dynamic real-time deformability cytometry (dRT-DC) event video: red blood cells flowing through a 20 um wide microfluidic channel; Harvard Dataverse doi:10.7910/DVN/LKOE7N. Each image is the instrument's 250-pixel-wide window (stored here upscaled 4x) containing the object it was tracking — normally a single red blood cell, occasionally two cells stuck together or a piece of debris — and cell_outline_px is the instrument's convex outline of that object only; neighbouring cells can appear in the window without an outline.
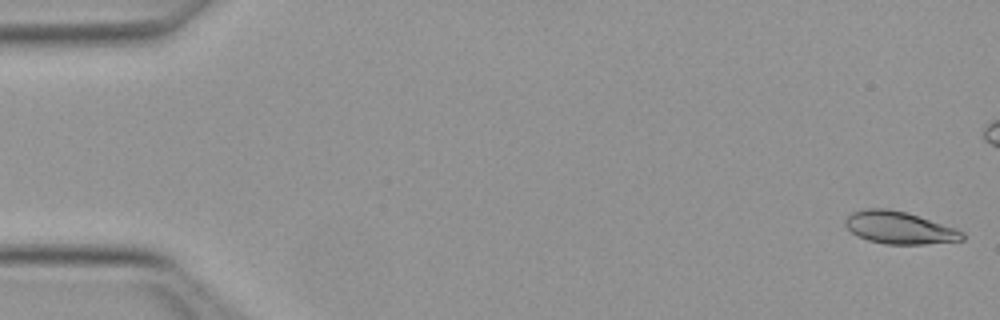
{"species": "Egyptian fruit bat (a non-hibernating species)", "species_latin": "Rousettus aegyptiacus", "temperature_condition": "warm", "stored_images_in_passage": 33, "camera_frame_rate_fps": 3000, "um_per_image_px": 0.085, "animal": {"sex": "female"}, "frame": {"image": 1, "passage_image": 1, "time_ms": 0.0, "image_size_px": [1000, 320], "cell_outline_px": [[964, 240], [924, 244], [884, 244], [868, 240], [856, 236], [844, 224], [844, 220], [852, 212], [864, 208], [888, 208], [908, 212], [964, 232]], "centroid_in_image_um": [76.4, 19.35], "position_along_channel_um": 8.6, "area_um2": 22.08}}
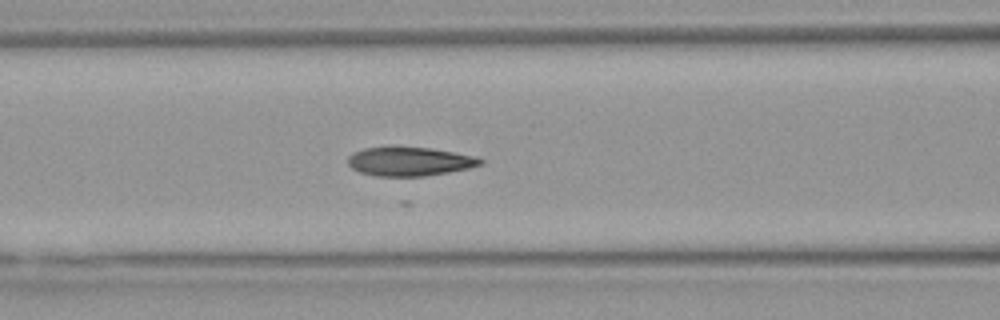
{"frame": {"image": 2, "passage_image": 21, "time_ms": 6.667, "image_size_px": [1000, 320], "cell_outline_px": [[484, 164], [468, 168], [448, 172], [424, 176], [376, 176], [360, 172], [352, 168], [348, 164], [348, 156], [352, 152], [364, 148], [388, 144], [432, 148], [476, 156], [484, 160]], "centroid_in_image_um": [34.78, 13.68], "position_along_channel_um": 131.8, "area_um2": 23.06}}
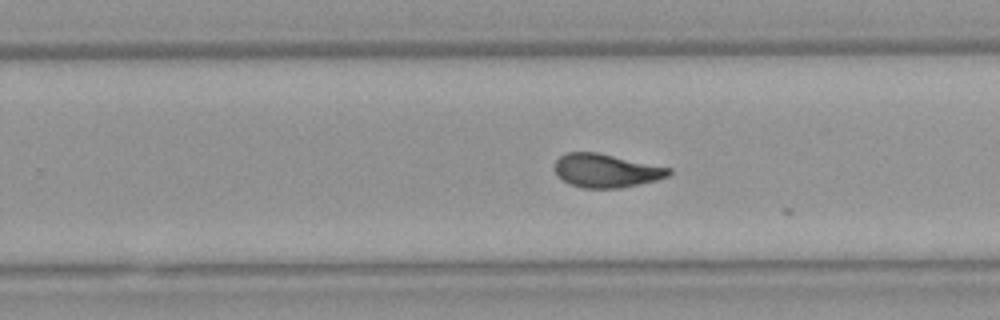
{"frame": {"image": 3, "passage_image": 32, "time_ms": 10.333, "image_size_px": [1000, 320], "cell_outline_px": [[672, 172], [668, 176], [656, 180], [620, 188], [584, 188], [572, 184], [556, 176], [552, 168], [552, 164], [560, 156], [568, 152], [596, 152], [672, 168]], "centroid_in_image_um": [51.48, 14.5], "position_along_channel_um": 278.3, "area_um2": 22.37}}